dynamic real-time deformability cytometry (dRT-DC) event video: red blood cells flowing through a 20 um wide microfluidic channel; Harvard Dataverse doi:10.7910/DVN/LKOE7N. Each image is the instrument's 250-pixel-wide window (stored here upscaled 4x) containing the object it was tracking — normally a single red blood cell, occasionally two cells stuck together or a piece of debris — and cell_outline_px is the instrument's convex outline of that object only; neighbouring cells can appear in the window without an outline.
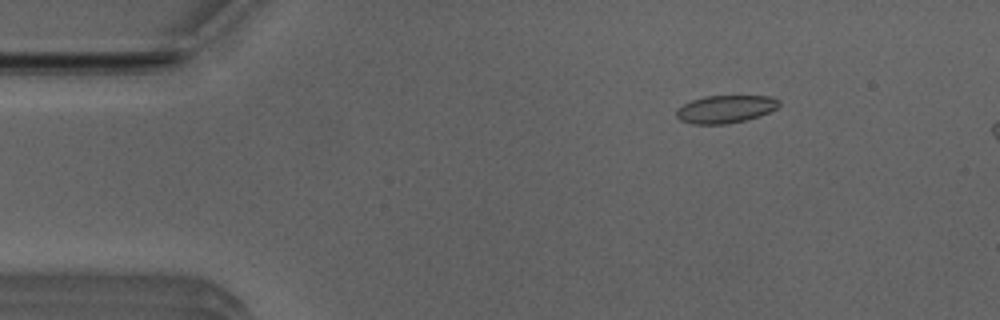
{"species": "Egyptian fruit bat (a non-hibernating species)", "species_latin": "Rousettus aegyptiacus", "temperature_condition": "room temperature", "stored_images_in_passage": 45, "camera_frame_rate_fps": 3000, "um_per_image_px": 0.085, "animal": {"sex": "male"}, "frame": {"image": 1, "passage_image": 3, "time_ms": 0.667, "image_size_px": [1000, 320], "cell_outline_px": [[780, 104], [776, 108], [760, 116], [744, 120], [724, 124], [692, 124], [680, 120], [676, 116], [676, 108], [692, 100], [704, 96], [772, 96], [780, 100]], "centroid_in_image_um": [61.65, 9.27], "position_along_channel_um": 23.3, "area_um2": 16.59}}
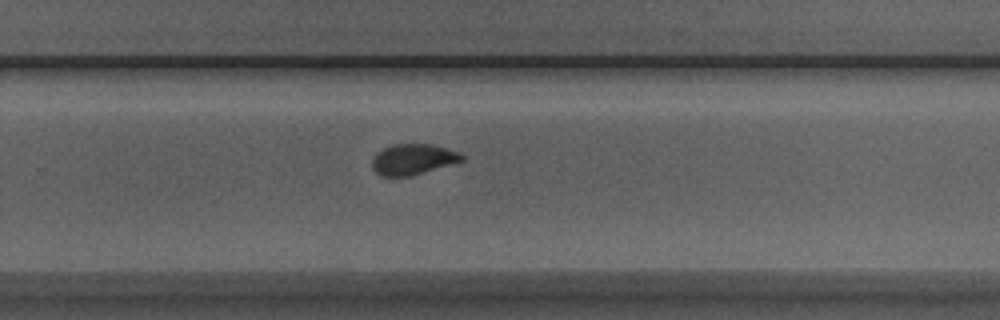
{"frame": {"image": 2, "passage_image": 29, "time_ms": 9.333, "image_size_px": [1000, 320], "cell_outline_px": [[464, 160], [408, 176], [380, 176], [372, 168], [372, 160], [376, 152], [392, 144], [432, 144], [460, 152], [464, 156]], "centroid_in_image_um": [35.07, 13.52], "position_along_channel_um": 294.7, "area_um2": 15.9}}
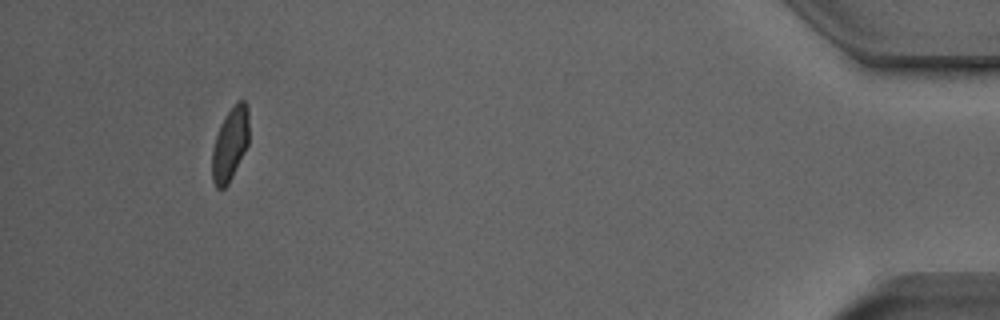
{"frame": {"image": 3, "passage_image": 44, "time_ms": 14.333, "image_size_px": [1000, 320], "cell_outline_px": [[248, 144], [228, 184], [224, 188], [216, 188], [212, 180], [212, 148], [220, 124], [224, 116], [236, 100], [244, 100], [248, 108]], "centroid_in_image_um": [19.54, 12.21], "position_along_channel_um": 415.7, "area_um2": 15.78}}